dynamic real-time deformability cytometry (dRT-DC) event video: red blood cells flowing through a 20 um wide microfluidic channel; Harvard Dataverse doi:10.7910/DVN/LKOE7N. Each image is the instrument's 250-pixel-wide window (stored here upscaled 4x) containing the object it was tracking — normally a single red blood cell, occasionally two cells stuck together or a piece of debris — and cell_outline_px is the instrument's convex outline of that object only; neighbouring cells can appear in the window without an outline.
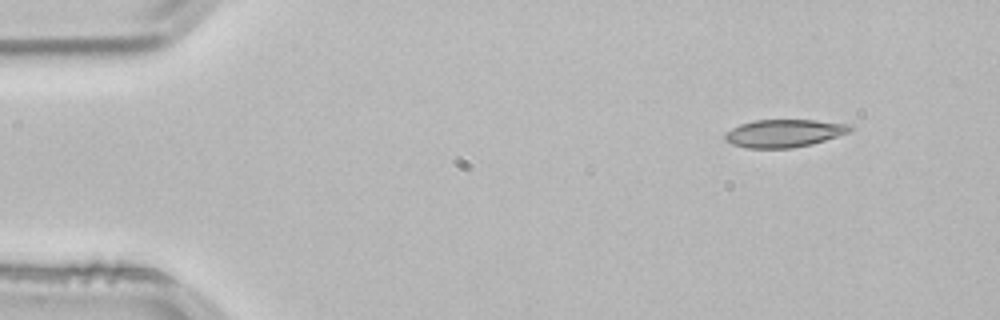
{"species": "common noctule bat (a hibernating species)", "species_latin": "Nyctalus noctula", "temperature_condition": "room temperature", "stored_images_in_passage": 48, "camera_frame_rate_fps": 3000, "um_per_image_px": 0.085, "animal": {"sex": "male", "body_mass_g": 21.5, "forearm_length_mm": 52.0}, "frame": {"image": 1, "passage_image": 1, "time_ms": 0.0, "image_size_px": [1000, 320], "cell_outline_px": [[852, 128], [848, 132], [812, 144], [792, 148], [748, 148], [732, 144], [724, 140], [724, 132], [740, 124], [752, 120], [816, 120], [852, 124]], "centroid_in_image_um": [66.6, 11.32], "position_along_channel_um": 18.4, "area_um2": 20.29}}
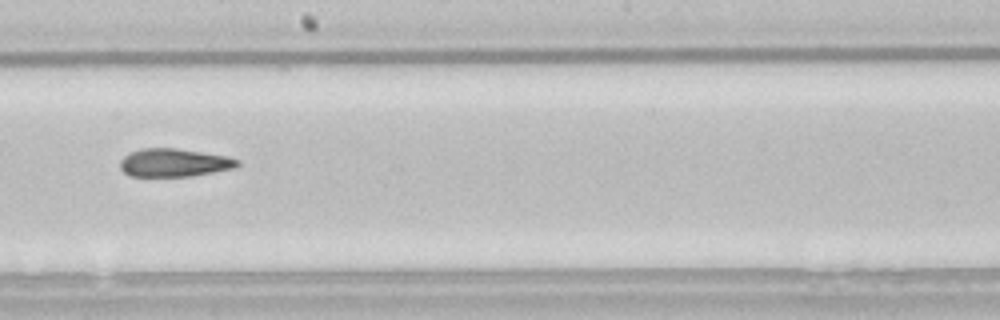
{"frame": {"image": 2, "passage_image": 25, "time_ms": 8.0, "image_size_px": [1000, 320], "cell_outline_px": [[240, 164], [236, 168], [192, 176], [132, 176], [124, 172], [120, 168], [120, 160], [128, 152], [140, 148], [176, 148], [228, 156], [240, 160]], "centroid_in_image_um": [14.81, 13.82], "position_along_channel_um": 233.4, "area_um2": 19.42}}
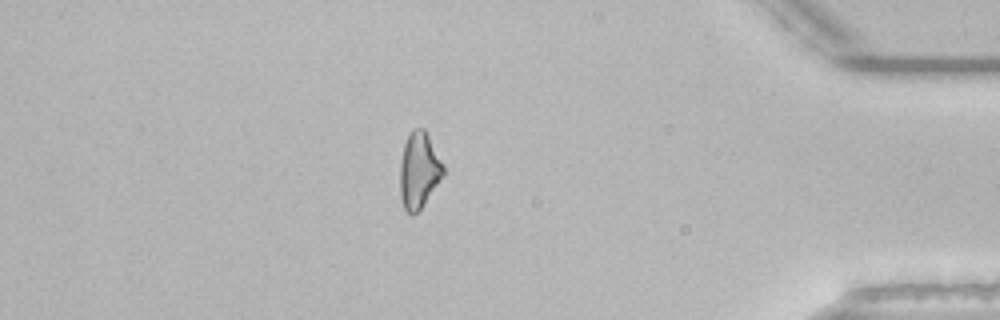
{"frame": {"image": 3, "passage_image": 41, "time_ms": 13.333, "image_size_px": [1000, 320], "cell_outline_px": [[444, 176], [420, 208], [412, 216], [404, 208], [400, 196], [400, 164], [404, 144], [412, 128], [424, 128], [444, 164]], "centroid_in_image_um": [35.61, 14.46], "position_along_channel_um": 399.6, "area_um2": 19.13}, "authors_computed_cell_mechanics": {"area_um2": 19.9121, "velocity_mm_per_s": 3.8486, "shape_relaxation_time_tau1_ms": null, "shape_relaxation_time_tau2_ms": 4.867, "deformation_change_tau1": null, "deformation_change_tau2": 0.1428}}